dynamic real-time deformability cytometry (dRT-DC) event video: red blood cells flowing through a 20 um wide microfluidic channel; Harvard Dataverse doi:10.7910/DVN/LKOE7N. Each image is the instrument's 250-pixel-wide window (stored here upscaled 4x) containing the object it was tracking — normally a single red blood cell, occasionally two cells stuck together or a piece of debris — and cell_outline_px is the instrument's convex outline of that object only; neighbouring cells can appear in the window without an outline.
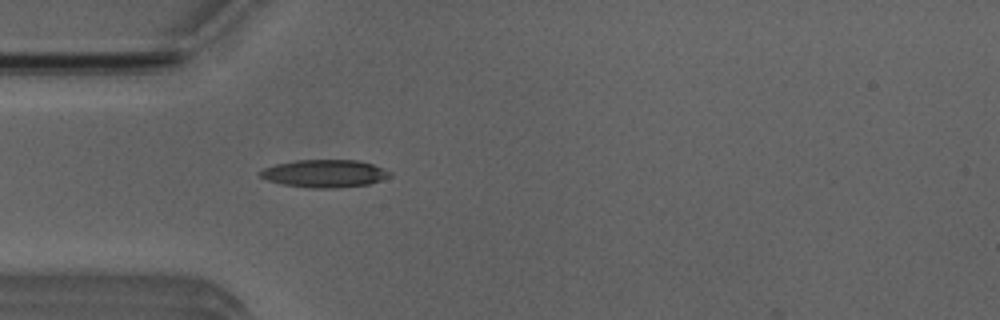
{"species": "Egyptian fruit bat (a non-hibernating species)", "species_latin": "Rousettus aegyptiacus", "temperature_condition": "room temperature", "stored_images_in_passage": 4, "camera_frame_rate_fps": 3000, "um_per_image_px": 0.085, "animal": {"sex": "male"}, "frame": {"image": 1, "passage_image": 4, "time_ms": 4.333, "image_size_px": [1000, 320], "cell_outline_px": [[392, 176], [368, 184], [336, 188], [308, 188], [280, 184], [268, 180], [260, 176], [260, 172], [264, 168], [276, 164], [296, 160], [356, 160], [372, 164], [392, 172]], "centroid_in_image_um": [27.59, 14.75], "position_along_channel_um": 57.4, "area_um2": 20.87}}